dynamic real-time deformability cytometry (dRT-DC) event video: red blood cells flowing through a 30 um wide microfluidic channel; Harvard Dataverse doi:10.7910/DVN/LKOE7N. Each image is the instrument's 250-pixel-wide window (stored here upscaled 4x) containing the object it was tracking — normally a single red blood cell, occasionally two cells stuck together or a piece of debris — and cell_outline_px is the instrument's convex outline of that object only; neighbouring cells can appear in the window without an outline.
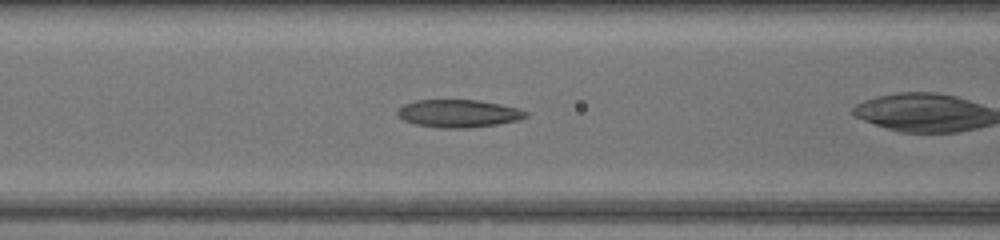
{"species": "common noctule bat (a hibernating species)", "species_latin": "Nyctalus noctula", "temperature_condition": "warm", "stored_images_in_passage": 27, "camera_frame_rate_fps": 3000, "um_per_image_px": 0.085, "animal": {"sex": "female", "body_mass_g": 17.0, "forearm_length_mm": 48.0}, "frame": {"image": 1, "passage_image": 12, "time_ms": 3.667, "image_size_px": [1000, 240], "cell_outline_px": [[528, 116], [520, 120], [496, 124], [468, 128], [440, 128], [416, 124], [404, 120], [396, 112], [396, 108], [404, 104], [416, 100], [476, 100], [500, 104], [520, 108], [528, 112]], "centroid_in_image_um": [38.99, 9.64], "position_along_channel_um": 127.6, "area_um2": 20.81}}
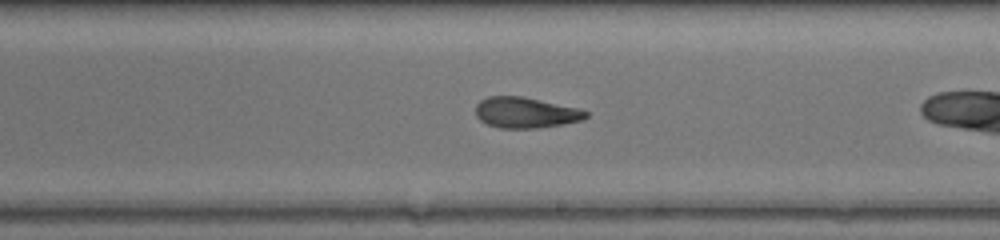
{"frame": {"image": 2, "passage_image": 20, "time_ms": 6.333, "image_size_px": [1000, 240], "cell_outline_px": [[588, 116], [584, 120], [536, 128], [500, 128], [488, 124], [480, 120], [476, 116], [476, 104], [480, 100], [488, 96], [524, 96], [580, 108], [588, 112]], "centroid_in_image_um": [44.69, 9.56], "position_along_channel_um": 244.3, "area_um2": 19.88}}
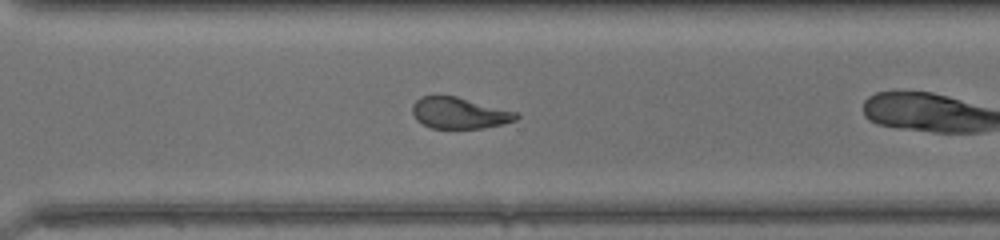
{"frame": {"image": 3, "passage_image": 26, "time_ms": 8.333, "image_size_px": [1000, 240], "cell_outline_px": [[520, 116], [516, 120], [504, 124], [484, 128], [432, 128], [420, 124], [416, 120], [412, 112], [412, 104], [420, 96], [456, 96], [516, 112]], "centroid_in_image_um": [39.01, 9.62], "position_along_channel_um": 331.6, "area_um2": 18.96}}